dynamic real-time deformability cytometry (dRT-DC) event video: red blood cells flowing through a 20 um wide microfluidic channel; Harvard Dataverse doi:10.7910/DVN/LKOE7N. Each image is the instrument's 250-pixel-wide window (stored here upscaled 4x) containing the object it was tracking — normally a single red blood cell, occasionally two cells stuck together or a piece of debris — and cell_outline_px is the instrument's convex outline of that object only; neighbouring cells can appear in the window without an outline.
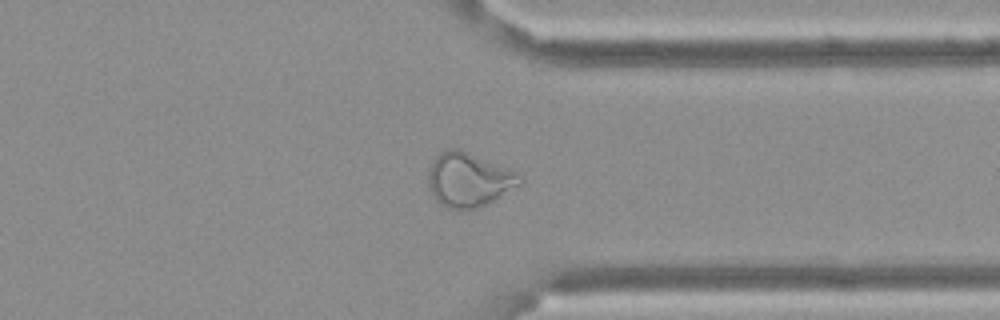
{"species": "Egyptian fruit bat (a non-hibernating species)", "species_latin": "Rousettus aegyptiacus", "temperature_condition": "cold", "stored_images_in_passage": 60, "camera_frame_rate_fps": 3000, "um_per_image_px": 0.085, "frame": {"image": 1, "passage_image": 47, "time_ms": 15.333, "image_size_px": [1000, 320], "cell_outline_px": [[524, 180], [520, 184], [492, 200], [476, 208], [448, 208], [440, 204], [436, 200], [428, 184], [428, 172], [436, 156], [440, 152], [448, 148], [456, 148], [516, 172]], "centroid_in_image_um": [39.8, 15.27], "position_along_channel_um": 371.6, "area_um2": 27.92}}
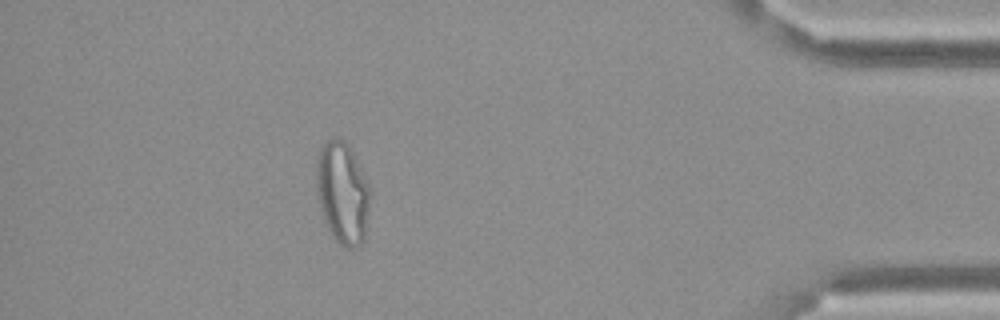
{"frame": {"image": 2, "passage_image": 54, "time_ms": 17.667, "image_size_px": [1000, 320], "cell_outline_px": [[368, 208], [364, 240], [356, 248], [344, 248], [332, 236], [324, 220], [316, 192], [316, 160], [320, 144], [328, 140], [344, 140], [348, 144], [368, 184]], "centroid_in_image_um": [29.07, 16.4], "position_along_channel_um": 406.1, "area_um2": 31.56}}